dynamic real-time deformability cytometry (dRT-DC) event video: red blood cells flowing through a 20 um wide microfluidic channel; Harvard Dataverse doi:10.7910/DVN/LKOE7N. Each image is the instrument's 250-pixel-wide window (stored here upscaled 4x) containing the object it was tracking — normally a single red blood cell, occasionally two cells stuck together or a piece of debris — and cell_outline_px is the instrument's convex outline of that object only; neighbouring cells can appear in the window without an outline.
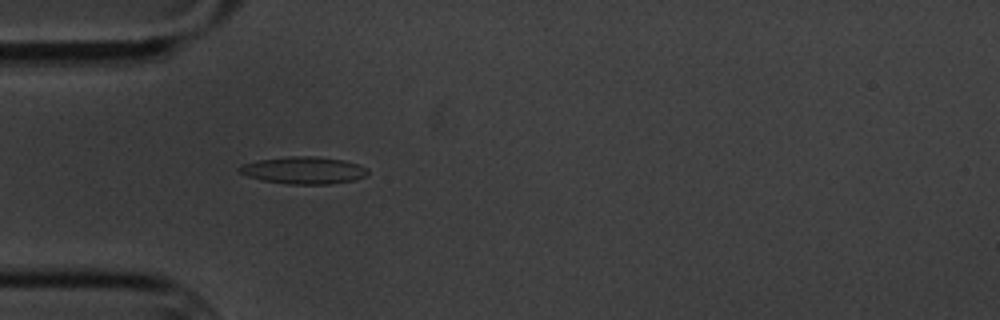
{"species": "common noctule bat (a hibernating species)", "species_latin": "Nyctalus noctula", "temperature_condition": "cold", "stored_images_in_passage": 6, "camera_frame_rate_fps": 3000, "um_per_image_px": 0.085, "animal": {"sex": "male", "body_mass_g": 20.1, "forearm_length_mm": 53.5}, "frame": {"image": 1, "passage_image": 6, "time_ms": 6.667, "image_size_px": [1000, 320], "cell_outline_px": [[368, 172], [364, 176], [356, 180], [328, 184], [288, 184], [264, 180], [248, 176], [240, 172], [236, 168], [240, 164], [260, 160], [288, 156], [316, 156], [344, 160], [360, 164], [368, 168]], "centroid_in_image_um": [25.83, 14.46], "position_along_channel_um": 59.2, "area_um2": 20.4}}